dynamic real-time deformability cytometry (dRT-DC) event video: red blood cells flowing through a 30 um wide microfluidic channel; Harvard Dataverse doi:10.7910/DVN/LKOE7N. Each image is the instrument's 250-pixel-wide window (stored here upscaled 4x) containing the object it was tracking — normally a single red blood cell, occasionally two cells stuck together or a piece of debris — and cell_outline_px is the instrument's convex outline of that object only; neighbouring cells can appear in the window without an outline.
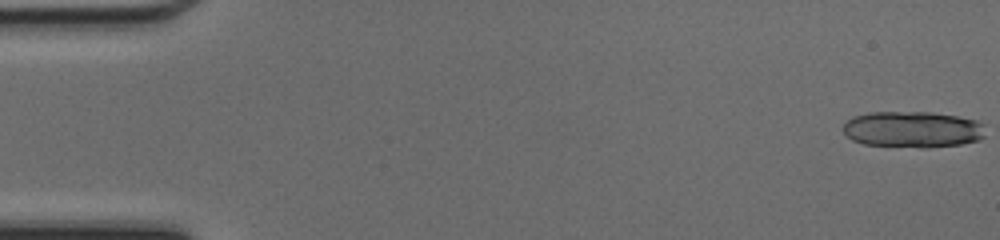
{"species": "common noctule bat (a hibernating species)", "species_latin": "Nyctalus noctula", "temperature_condition": "cold", "stored_images_in_passage": 49, "segment_of_instrument_passage": [1, 2], "camera_frame_rate_fps": 3000, "um_per_image_px": 0.085, "animal": {"sex": "female", "body_mass_g": 17.0, "forearm_length_mm": 48.0}, "frame": {"image": 1, "passage_image": 1, "time_ms": 0.0, "image_size_px": [1000, 240], "cell_outline_px": [[984, 136], [980, 140], [960, 144], [924, 148], [920, 148], [864, 144], [852, 140], [844, 132], [844, 124], [852, 116], [868, 112], [932, 112], [956, 116], [976, 120], [984, 124]], "centroid_in_image_um": [77.58, 11.0], "position_along_channel_um": 7.4, "area_um2": 30.23}}